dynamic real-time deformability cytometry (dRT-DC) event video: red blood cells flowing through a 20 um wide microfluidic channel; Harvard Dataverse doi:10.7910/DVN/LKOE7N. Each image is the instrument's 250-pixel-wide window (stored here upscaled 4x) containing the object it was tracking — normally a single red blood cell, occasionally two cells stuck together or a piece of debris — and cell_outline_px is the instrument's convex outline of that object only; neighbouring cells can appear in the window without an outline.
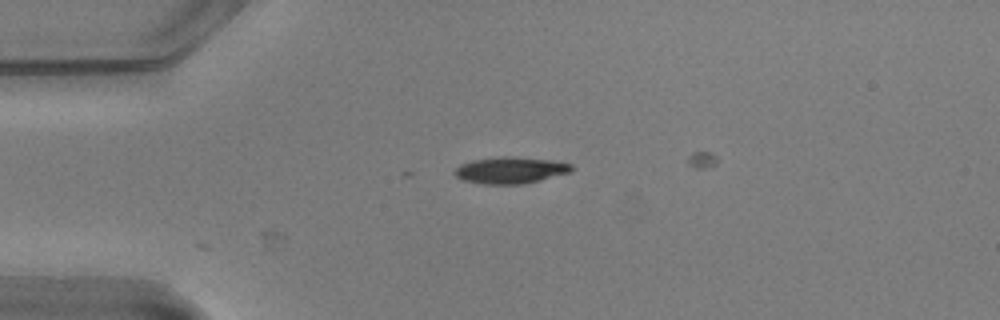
{"species": "common noctule bat (a hibernating species)", "species_latin": "Nyctalus noctula", "temperature_condition": "warm", "stored_images_in_passage": 7, "camera_frame_rate_fps": 3000, "um_per_image_px": 0.085, "animal": {"sex": "male", "body_mass_g": 20.5, "forearm_length_mm": 52.5}, "frame": {"image": 1, "passage_image": 1, "time_ms": 0.0, "image_size_px": [1000, 320], "cell_outline_px": [[572, 168], [568, 172], [540, 180], [524, 184], [484, 184], [460, 180], [452, 172], [460, 164], [472, 160], [500, 156], [512, 156], [552, 160], [572, 164]], "centroid_in_image_um": [43.32, 14.46], "position_along_channel_um": 41.7, "area_um2": 18.15}}